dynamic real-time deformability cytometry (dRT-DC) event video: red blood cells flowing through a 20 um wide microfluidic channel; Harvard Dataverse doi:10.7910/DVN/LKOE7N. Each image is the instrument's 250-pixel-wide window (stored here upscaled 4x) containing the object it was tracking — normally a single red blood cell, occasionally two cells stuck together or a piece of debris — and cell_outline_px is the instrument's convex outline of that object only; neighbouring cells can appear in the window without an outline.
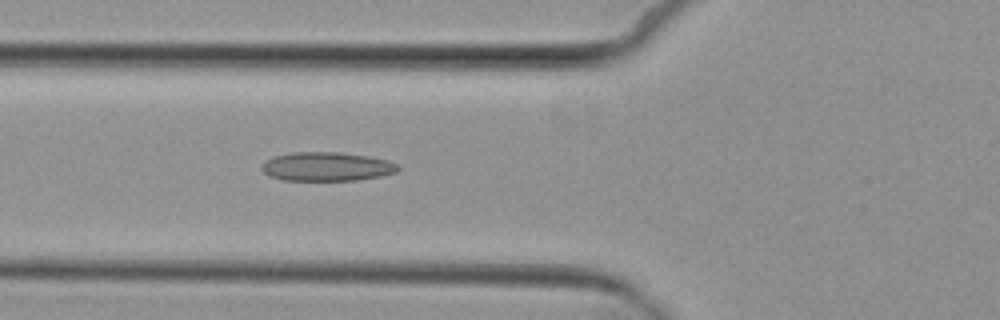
{"species": "common noctule bat (a hibernating species)", "species_latin": "Nyctalus noctula", "temperature_condition": "cold", "stored_images_in_passage": 5, "camera_frame_rate_fps": 3000, "um_per_image_px": 0.085, "animal": {"sex": "female", "body_mass_g": 29.2, "forearm_length_mm": 56.3}, "frame": {"image": 1, "passage_image": 5, "time_ms": 4.667, "image_size_px": [1000, 320], "cell_outline_px": [[400, 168], [396, 172], [380, 176], [356, 180], [284, 180], [268, 176], [260, 168], [260, 164], [272, 156], [292, 152], [340, 152], [368, 156], [388, 160], [396, 164]], "centroid_in_image_um": [27.72, 14.15], "position_along_channel_um": 98.1, "area_um2": 23.06}}